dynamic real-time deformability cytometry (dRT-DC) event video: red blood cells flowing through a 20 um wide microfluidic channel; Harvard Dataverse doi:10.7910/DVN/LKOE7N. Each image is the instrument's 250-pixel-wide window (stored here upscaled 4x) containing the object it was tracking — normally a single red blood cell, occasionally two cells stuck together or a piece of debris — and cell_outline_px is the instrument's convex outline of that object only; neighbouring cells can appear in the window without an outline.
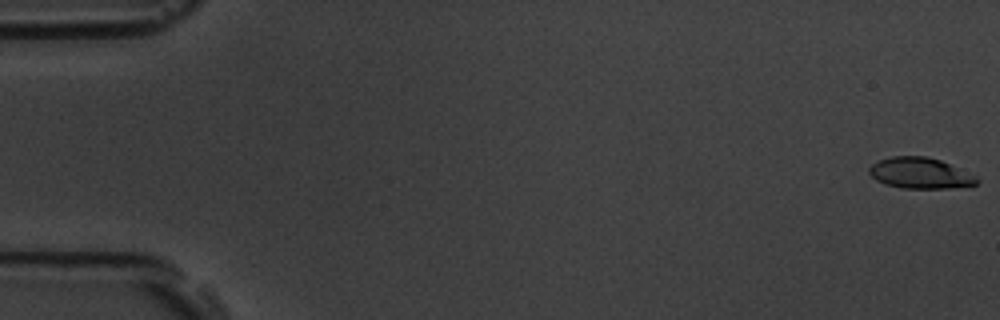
{"species": "common noctule bat (a hibernating species)", "species_latin": "Nyctalus noctula", "temperature_condition": "room temperature", "stored_images_in_passage": 55, "camera_frame_rate_fps": 3000, "um_per_image_px": 0.085, "animal": {"sex": "male", "body_mass_g": 19.5, "forearm_length_mm": 54.6}, "frame": {"image": 1, "passage_image": 1, "time_ms": 0.0, "image_size_px": [1000, 320], "cell_outline_px": [[980, 180], [976, 184], [948, 188], [900, 188], [884, 184], [876, 180], [868, 172], [868, 168], [872, 164], [880, 160], [892, 156], [924, 156], [940, 160], [976, 176]], "centroid_in_image_um": [78.17, 14.72], "position_along_channel_um": 6.8, "area_um2": 19.25}}
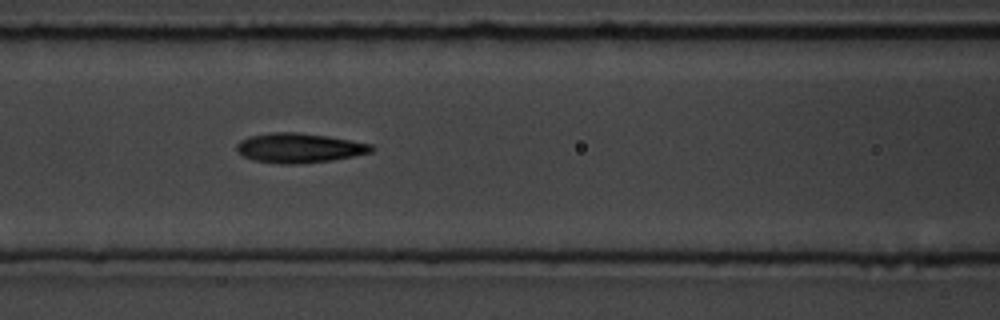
{"frame": {"image": 2, "passage_image": 24, "time_ms": 7.667, "image_size_px": [1000, 320], "cell_outline_px": [[376, 148], [372, 152], [332, 160], [296, 164], [280, 164], [256, 160], [244, 156], [236, 148], [236, 144], [240, 140], [248, 136], [272, 132], [296, 132], [328, 136], [372, 144]], "centroid_in_image_um": [25.44, 12.57], "position_along_channel_um": 141.2, "area_um2": 23.18}}
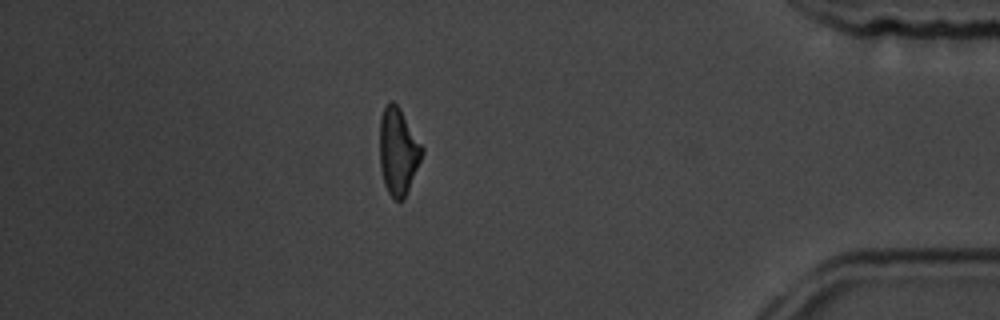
{"frame": {"image": 3, "passage_image": 48, "time_ms": 15.667, "image_size_px": [1000, 320], "cell_outline_px": [[424, 152], [404, 200], [396, 200], [388, 192], [384, 184], [380, 168], [380, 116], [388, 100], [392, 100], [400, 108], [424, 148]], "centroid_in_image_um": [33.84, 12.85], "position_along_channel_um": 401.4, "area_um2": 21.5}, "authors_computed_cell_mechanics": {"area_um2": 21.7328, "velocity_mm_per_s": 3.7616, "shape_relaxation_time_tau1_ms": 3.2364, "shape_relaxation_time_tau2_ms": 3.058, "deformation_change_tau1": 0.1595, "deformation_change_tau2": 0.115}}